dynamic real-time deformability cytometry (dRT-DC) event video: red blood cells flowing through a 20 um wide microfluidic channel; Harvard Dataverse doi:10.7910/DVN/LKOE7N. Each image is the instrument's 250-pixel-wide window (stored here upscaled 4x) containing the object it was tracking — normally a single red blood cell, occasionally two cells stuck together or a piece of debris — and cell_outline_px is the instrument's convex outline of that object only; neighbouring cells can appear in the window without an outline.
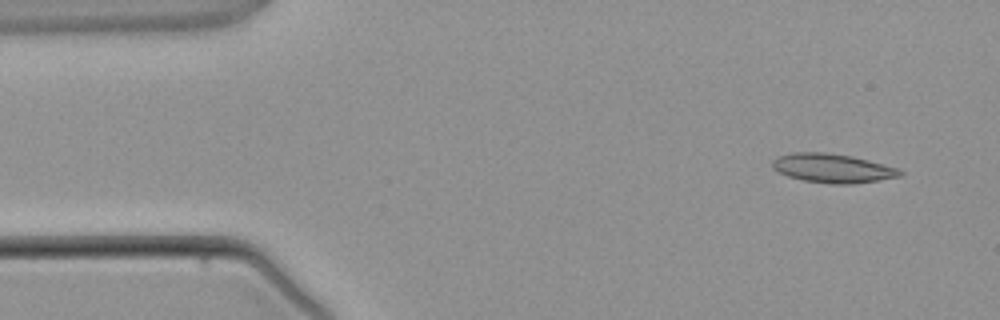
{"species": "common noctule bat (a hibernating species)", "species_latin": "Nyctalus noctula", "temperature_condition": "warm", "stored_images_in_passage": 3, "camera_frame_rate_fps": 3000, "um_per_image_px": 0.085, "animal": {"sex": "male", "body_mass_g": 21.5, "forearm_length_mm": 52.0}, "frame": {"image": 1, "passage_image": 1, "time_ms": 0.0, "image_size_px": [1000, 320], "cell_outline_px": [[904, 172], [900, 176], [852, 184], [832, 184], [804, 180], [788, 176], [772, 168], [772, 160], [776, 156], [792, 152], [828, 152], [852, 156], [900, 168]], "centroid_in_image_um": [70.76, 14.28], "position_along_channel_um": 14.2, "area_um2": 21.62}}